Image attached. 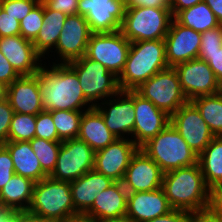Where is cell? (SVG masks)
Returning a JSON list of instances; mask_svg holds the SVG:
<instances>
[{
	"mask_svg": "<svg viewBox=\"0 0 222 222\" xmlns=\"http://www.w3.org/2000/svg\"><path fill=\"white\" fill-rule=\"evenodd\" d=\"M126 7L171 8V0H126Z\"/></svg>",
	"mask_w": 222,
	"mask_h": 222,
	"instance_id": "cell-47",
	"label": "cell"
},
{
	"mask_svg": "<svg viewBox=\"0 0 222 222\" xmlns=\"http://www.w3.org/2000/svg\"><path fill=\"white\" fill-rule=\"evenodd\" d=\"M40 0H2V9L19 22Z\"/></svg>",
	"mask_w": 222,
	"mask_h": 222,
	"instance_id": "cell-37",
	"label": "cell"
},
{
	"mask_svg": "<svg viewBox=\"0 0 222 222\" xmlns=\"http://www.w3.org/2000/svg\"><path fill=\"white\" fill-rule=\"evenodd\" d=\"M67 64L76 72L83 94L93 106L120 91L118 77L100 62L93 61L84 55Z\"/></svg>",
	"mask_w": 222,
	"mask_h": 222,
	"instance_id": "cell-7",
	"label": "cell"
},
{
	"mask_svg": "<svg viewBox=\"0 0 222 222\" xmlns=\"http://www.w3.org/2000/svg\"><path fill=\"white\" fill-rule=\"evenodd\" d=\"M146 222H190V213L172 209L168 213Z\"/></svg>",
	"mask_w": 222,
	"mask_h": 222,
	"instance_id": "cell-46",
	"label": "cell"
},
{
	"mask_svg": "<svg viewBox=\"0 0 222 222\" xmlns=\"http://www.w3.org/2000/svg\"><path fill=\"white\" fill-rule=\"evenodd\" d=\"M77 138L88 144L95 152L106 148L117 139L109 131L101 113L95 107L83 112Z\"/></svg>",
	"mask_w": 222,
	"mask_h": 222,
	"instance_id": "cell-26",
	"label": "cell"
},
{
	"mask_svg": "<svg viewBox=\"0 0 222 222\" xmlns=\"http://www.w3.org/2000/svg\"><path fill=\"white\" fill-rule=\"evenodd\" d=\"M127 195L122 182H114L109 188L96 193L92 207L84 215L95 222L126 216Z\"/></svg>",
	"mask_w": 222,
	"mask_h": 222,
	"instance_id": "cell-23",
	"label": "cell"
},
{
	"mask_svg": "<svg viewBox=\"0 0 222 222\" xmlns=\"http://www.w3.org/2000/svg\"><path fill=\"white\" fill-rule=\"evenodd\" d=\"M164 172L140 148L133 155L122 184L128 193L154 191L162 187Z\"/></svg>",
	"mask_w": 222,
	"mask_h": 222,
	"instance_id": "cell-17",
	"label": "cell"
},
{
	"mask_svg": "<svg viewBox=\"0 0 222 222\" xmlns=\"http://www.w3.org/2000/svg\"><path fill=\"white\" fill-rule=\"evenodd\" d=\"M106 222H135V221L128 216H123V217L115 218L112 220H108Z\"/></svg>",
	"mask_w": 222,
	"mask_h": 222,
	"instance_id": "cell-54",
	"label": "cell"
},
{
	"mask_svg": "<svg viewBox=\"0 0 222 222\" xmlns=\"http://www.w3.org/2000/svg\"><path fill=\"white\" fill-rule=\"evenodd\" d=\"M4 146L12 157L15 174L29 178L33 182H39L48 176L42 170L29 141H7Z\"/></svg>",
	"mask_w": 222,
	"mask_h": 222,
	"instance_id": "cell-27",
	"label": "cell"
},
{
	"mask_svg": "<svg viewBox=\"0 0 222 222\" xmlns=\"http://www.w3.org/2000/svg\"><path fill=\"white\" fill-rule=\"evenodd\" d=\"M174 19L184 27L192 28L199 33H203L221 25L215 14L204 1L190 8L181 10Z\"/></svg>",
	"mask_w": 222,
	"mask_h": 222,
	"instance_id": "cell-30",
	"label": "cell"
},
{
	"mask_svg": "<svg viewBox=\"0 0 222 222\" xmlns=\"http://www.w3.org/2000/svg\"><path fill=\"white\" fill-rule=\"evenodd\" d=\"M35 137L49 141L61 142L58 138V133L49 111L43 110L36 115Z\"/></svg>",
	"mask_w": 222,
	"mask_h": 222,
	"instance_id": "cell-36",
	"label": "cell"
},
{
	"mask_svg": "<svg viewBox=\"0 0 222 222\" xmlns=\"http://www.w3.org/2000/svg\"><path fill=\"white\" fill-rule=\"evenodd\" d=\"M168 67L164 39L131 42L125 67L118 77L119 89L135 90Z\"/></svg>",
	"mask_w": 222,
	"mask_h": 222,
	"instance_id": "cell-3",
	"label": "cell"
},
{
	"mask_svg": "<svg viewBox=\"0 0 222 222\" xmlns=\"http://www.w3.org/2000/svg\"><path fill=\"white\" fill-rule=\"evenodd\" d=\"M172 19L171 8L126 7L121 32L130 42L165 39Z\"/></svg>",
	"mask_w": 222,
	"mask_h": 222,
	"instance_id": "cell-6",
	"label": "cell"
},
{
	"mask_svg": "<svg viewBox=\"0 0 222 222\" xmlns=\"http://www.w3.org/2000/svg\"><path fill=\"white\" fill-rule=\"evenodd\" d=\"M166 60L169 67L198 58L201 33L184 27L174 18L164 39Z\"/></svg>",
	"mask_w": 222,
	"mask_h": 222,
	"instance_id": "cell-19",
	"label": "cell"
},
{
	"mask_svg": "<svg viewBox=\"0 0 222 222\" xmlns=\"http://www.w3.org/2000/svg\"><path fill=\"white\" fill-rule=\"evenodd\" d=\"M42 170L50 176L57 163V156L62 142L49 141L34 137L29 141Z\"/></svg>",
	"mask_w": 222,
	"mask_h": 222,
	"instance_id": "cell-33",
	"label": "cell"
},
{
	"mask_svg": "<svg viewBox=\"0 0 222 222\" xmlns=\"http://www.w3.org/2000/svg\"><path fill=\"white\" fill-rule=\"evenodd\" d=\"M49 9L67 16L78 14V0H41Z\"/></svg>",
	"mask_w": 222,
	"mask_h": 222,
	"instance_id": "cell-44",
	"label": "cell"
},
{
	"mask_svg": "<svg viewBox=\"0 0 222 222\" xmlns=\"http://www.w3.org/2000/svg\"><path fill=\"white\" fill-rule=\"evenodd\" d=\"M7 100L15 113L37 115L43 111L39 76H20L7 89Z\"/></svg>",
	"mask_w": 222,
	"mask_h": 222,
	"instance_id": "cell-21",
	"label": "cell"
},
{
	"mask_svg": "<svg viewBox=\"0 0 222 222\" xmlns=\"http://www.w3.org/2000/svg\"><path fill=\"white\" fill-rule=\"evenodd\" d=\"M36 74L43 110L86 111L94 107L85 98L78 76L68 64H47L46 61Z\"/></svg>",
	"mask_w": 222,
	"mask_h": 222,
	"instance_id": "cell-1",
	"label": "cell"
},
{
	"mask_svg": "<svg viewBox=\"0 0 222 222\" xmlns=\"http://www.w3.org/2000/svg\"><path fill=\"white\" fill-rule=\"evenodd\" d=\"M215 14L218 22L222 25V0H203Z\"/></svg>",
	"mask_w": 222,
	"mask_h": 222,
	"instance_id": "cell-50",
	"label": "cell"
},
{
	"mask_svg": "<svg viewBox=\"0 0 222 222\" xmlns=\"http://www.w3.org/2000/svg\"><path fill=\"white\" fill-rule=\"evenodd\" d=\"M61 222H95L85 215H77Z\"/></svg>",
	"mask_w": 222,
	"mask_h": 222,
	"instance_id": "cell-52",
	"label": "cell"
},
{
	"mask_svg": "<svg viewBox=\"0 0 222 222\" xmlns=\"http://www.w3.org/2000/svg\"><path fill=\"white\" fill-rule=\"evenodd\" d=\"M170 124L179 132L189 147L199 155L215 137L203 120L200 111L188 101L171 117Z\"/></svg>",
	"mask_w": 222,
	"mask_h": 222,
	"instance_id": "cell-15",
	"label": "cell"
},
{
	"mask_svg": "<svg viewBox=\"0 0 222 222\" xmlns=\"http://www.w3.org/2000/svg\"><path fill=\"white\" fill-rule=\"evenodd\" d=\"M221 47H222V25L201 33L199 52H214Z\"/></svg>",
	"mask_w": 222,
	"mask_h": 222,
	"instance_id": "cell-39",
	"label": "cell"
},
{
	"mask_svg": "<svg viewBox=\"0 0 222 222\" xmlns=\"http://www.w3.org/2000/svg\"><path fill=\"white\" fill-rule=\"evenodd\" d=\"M31 179L15 174L0 191V208L4 210H28L33 194Z\"/></svg>",
	"mask_w": 222,
	"mask_h": 222,
	"instance_id": "cell-29",
	"label": "cell"
},
{
	"mask_svg": "<svg viewBox=\"0 0 222 222\" xmlns=\"http://www.w3.org/2000/svg\"><path fill=\"white\" fill-rule=\"evenodd\" d=\"M214 136H222V91L191 100Z\"/></svg>",
	"mask_w": 222,
	"mask_h": 222,
	"instance_id": "cell-31",
	"label": "cell"
},
{
	"mask_svg": "<svg viewBox=\"0 0 222 222\" xmlns=\"http://www.w3.org/2000/svg\"><path fill=\"white\" fill-rule=\"evenodd\" d=\"M117 139H131L135 122L134 90L119 91L94 106Z\"/></svg>",
	"mask_w": 222,
	"mask_h": 222,
	"instance_id": "cell-12",
	"label": "cell"
},
{
	"mask_svg": "<svg viewBox=\"0 0 222 222\" xmlns=\"http://www.w3.org/2000/svg\"><path fill=\"white\" fill-rule=\"evenodd\" d=\"M49 112L51 113L58 138L61 142L78 137L84 111L54 110Z\"/></svg>",
	"mask_w": 222,
	"mask_h": 222,
	"instance_id": "cell-32",
	"label": "cell"
},
{
	"mask_svg": "<svg viewBox=\"0 0 222 222\" xmlns=\"http://www.w3.org/2000/svg\"><path fill=\"white\" fill-rule=\"evenodd\" d=\"M2 10V0H0V11Z\"/></svg>",
	"mask_w": 222,
	"mask_h": 222,
	"instance_id": "cell-55",
	"label": "cell"
},
{
	"mask_svg": "<svg viewBox=\"0 0 222 222\" xmlns=\"http://www.w3.org/2000/svg\"><path fill=\"white\" fill-rule=\"evenodd\" d=\"M139 147L131 139H116L95 153L94 170L114 182H122L125 171Z\"/></svg>",
	"mask_w": 222,
	"mask_h": 222,
	"instance_id": "cell-16",
	"label": "cell"
},
{
	"mask_svg": "<svg viewBox=\"0 0 222 222\" xmlns=\"http://www.w3.org/2000/svg\"><path fill=\"white\" fill-rule=\"evenodd\" d=\"M36 115L14 113L8 141H30L35 137Z\"/></svg>",
	"mask_w": 222,
	"mask_h": 222,
	"instance_id": "cell-34",
	"label": "cell"
},
{
	"mask_svg": "<svg viewBox=\"0 0 222 222\" xmlns=\"http://www.w3.org/2000/svg\"><path fill=\"white\" fill-rule=\"evenodd\" d=\"M198 164L207 186L222 199V136H215L198 155Z\"/></svg>",
	"mask_w": 222,
	"mask_h": 222,
	"instance_id": "cell-25",
	"label": "cell"
},
{
	"mask_svg": "<svg viewBox=\"0 0 222 222\" xmlns=\"http://www.w3.org/2000/svg\"><path fill=\"white\" fill-rule=\"evenodd\" d=\"M172 210L162 187L148 192L127 195L126 216L135 222H146Z\"/></svg>",
	"mask_w": 222,
	"mask_h": 222,
	"instance_id": "cell-22",
	"label": "cell"
},
{
	"mask_svg": "<svg viewBox=\"0 0 222 222\" xmlns=\"http://www.w3.org/2000/svg\"><path fill=\"white\" fill-rule=\"evenodd\" d=\"M43 24V2L40 0L21 21L20 35L33 42Z\"/></svg>",
	"mask_w": 222,
	"mask_h": 222,
	"instance_id": "cell-35",
	"label": "cell"
},
{
	"mask_svg": "<svg viewBox=\"0 0 222 222\" xmlns=\"http://www.w3.org/2000/svg\"><path fill=\"white\" fill-rule=\"evenodd\" d=\"M0 222H21V211L0 208Z\"/></svg>",
	"mask_w": 222,
	"mask_h": 222,
	"instance_id": "cell-49",
	"label": "cell"
},
{
	"mask_svg": "<svg viewBox=\"0 0 222 222\" xmlns=\"http://www.w3.org/2000/svg\"><path fill=\"white\" fill-rule=\"evenodd\" d=\"M19 77L20 75L16 72L14 67L9 63L8 59L0 51V81L6 85H10Z\"/></svg>",
	"mask_w": 222,
	"mask_h": 222,
	"instance_id": "cell-45",
	"label": "cell"
},
{
	"mask_svg": "<svg viewBox=\"0 0 222 222\" xmlns=\"http://www.w3.org/2000/svg\"><path fill=\"white\" fill-rule=\"evenodd\" d=\"M135 122L132 141L140 148L170 124V116L134 90Z\"/></svg>",
	"mask_w": 222,
	"mask_h": 222,
	"instance_id": "cell-18",
	"label": "cell"
},
{
	"mask_svg": "<svg viewBox=\"0 0 222 222\" xmlns=\"http://www.w3.org/2000/svg\"><path fill=\"white\" fill-rule=\"evenodd\" d=\"M21 222H53L51 220L40 217L28 210L21 211Z\"/></svg>",
	"mask_w": 222,
	"mask_h": 222,
	"instance_id": "cell-51",
	"label": "cell"
},
{
	"mask_svg": "<svg viewBox=\"0 0 222 222\" xmlns=\"http://www.w3.org/2000/svg\"><path fill=\"white\" fill-rule=\"evenodd\" d=\"M198 58L208 63L222 86V47L214 52H199Z\"/></svg>",
	"mask_w": 222,
	"mask_h": 222,
	"instance_id": "cell-42",
	"label": "cell"
},
{
	"mask_svg": "<svg viewBox=\"0 0 222 222\" xmlns=\"http://www.w3.org/2000/svg\"><path fill=\"white\" fill-rule=\"evenodd\" d=\"M66 18V14L51 10L43 3V24L32 43L44 59L55 49Z\"/></svg>",
	"mask_w": 222,
	"mask_h": 222,
	"instance_id": "cell-28",
	"label": "cell"
},
{
	"mask_svg": "<svg viewBox=\"0 0 222 222\" xmlns=\"http://www.w3.org/2000/svg\"><path fill=\"white\" fill-rule=\"evenodd\" d=\"M182 92L188 101L222 91V86L207 62L195 58L174 66Z\"/></svg>",
	"mask_w": 222,
	"mask_h": 222,
	"instance_id": "cell-13",
	"label": "cell"
},
{
	"mask_svg": "<svg viewBox=\"0 0 222 222\" xmlns=\"http://www.w3.org/2000/svg\"><path fill=\"white\" fill-rule=\"evenodd\" d=\"M190 222H222V199L207 208L191 212Z\"/></svg>",
	"mask_w": 222,
	"mask_h": 222,
	"instance_id": "cell-38",
	"label": "cell"
},
{
	"mask_svg": "<svg viewBox=\"0 0 222 222\" xmlns=\"http://www.w3.org/2000/svg\"><path fill=\"white\" fill-rule=\"evenodd\" d=\"M14 113L7 99L0 102V145H4L8 141L9 129Z\"/></svg>",
	"mask_w": 222,
	"mask_h": 222,
	"instance_id": "cell-41",
	"label": "cell"
},
{
	"mask_svg": "<svg viewBox=\"0 0 222 222\" xmlns=\"http://www.w3.org/2000/svg\"><path fill=\"white\" fill-rule=\"evenodd\" d=\"M16 35H20V22L2 9L0 11V38Z\"/></svg>",
	"mask_w": 222,
	"mask_h": 222,
	"instance_id": "cell-43",
	"label": "cell"
},
{
	"mask_svg": "<svg viewBox=\"0 0 222 222\" xmlns=\"http://www.w3.org/2000/svg\"><path fill=\"white\" fill-rule=\"evenodd\" d=\"M95 153L88 144L78 138L62 141L56 167L50 177L63 182H73L94 169Z\"/></svg>",
	"mask_w": 222,
	"mask_h": 222,
	"instance_id": "cell-11",
	"label": "cell"
},
{
	"mask_svg": "<svg viewBox=\"0 0 222 222\" xmlns=\"http://www.w3.org/2000/svg\"><path fill=\"white\" fill-rule=\"evenodd\" d=\"M114 181L94 169L70 182L75 216L84 215L93 205L96 193L109 188Z\"/></svg>",
	"mask_w": 222,
	"mask_h": 222,
	"instance_id": "cell-24",
	"label": "cell"
},
{
	"mask_svg": "<svg viewBox=\"0 0 222 222\" xmlns=\"http://www.w3.org/2000/svg\"><path fill=\"white\" fill-rule=\"evenodd\" d=\"M203 0H171V13L173 18L181 11L202 2Z\"/></svg>",
	"mask_w": 222,
	"mask_h": 222,
	"instance_id": "cell-48",
	"label": "cell"
},
{
	"mask_svg": "<svg viewBox=\"0 0 222 222\" xmlns=\"http://www.w3.org/2000/svg\"><path fill=\"white\" fill-rule=\"evenodd\" d=\"M135 91L144 99L150 100L170 117L188 102L182 92L174 67H168L157 72L136 88Z\"/></svg>",
	"mask_w": 222,
	"mask_h": 222,
	"instance_id": "cell-8",
	"label": "cell"
},
{
	"mask_svg": "<svg viewBox=\"0 0 222 222\" xmlns=\"http://www.w3.org/2000/svg\"><path fill=\"white\" fill-rule=\"evenodd\" d=\"M162 189L172 209L195 212L219 198L207 186L199 164L165 172Z\"/></svg>",
	"mask_w": 222,
	"mask_h": 222,
	"instance_id": "cell-2",
	"label": "cell"
},
{
	"mask_svg": "<svg viewBox=\"0 0 222 222\" xmlns=\"http://www.w3.org/2000/svg\"><path fill=\"white\" fill-rule=\"evenodd\" d=\"M7 89L8 85L0 81V102L7 99Z\"/></svg>",
	"mask_w": 222,
	"mask_h": 222,
	"instance_id": "cell-53",
	"label": "cell"
},
{
	"mask_svg": "<svg viewBox=\"0 0 222 222\" xmlns=\"http://www.w3.org/2000/svg\"><path fill=\"white\" fill-rule=\"evenodd\" d=\"M15 175L12 157L4 145H0V191Z\"/></svg>",
	"mask_w": 222,
	"mask_h": 222,
	"instance_id": "cell-40",
	"label": "cell"
},
{
	"mask_svg": "<svg viewBox=\"0 0 222 222\" xmlns=\"http://www.w3.org/2000/svg\"><path fill=\"white\" fill-rule=\"evenodd\" d=\"M125 10L124 0H78V14L86 18L92 33L121 30Z\"/></svg>",
	"mask_w": 222,
	"mask_h": 222,
	"instance_id": "cell-14",
	"label": "cell"
},
{
	"mask_svg": "<svg viewBox=\"0 0 222 222\" xmlns=\"http://www.w3.org/2000/svg\"><path fill=\"white\" fill-rule=\"evenodd\" d=\"M140 149L165 173L198 163V155L189 147L179 132L169 124Z\"/></svg>",
	"mask_w": 222,
	"mask_h": 222,
	"instance_id": "cell-5",
	"label": "cell"
},
{
	"mask_svg": "<svg viewBox=\"0 0 222 222\" xmlns=\"http://www.w3.org/2000/svg\"><path fill=\"white\" fill-rule=\"evenodd\" d=\"M91 34L89 24L83 15L67 16L56 47L49 54L50 57L44 59L45 62L47 59V63H50L51 59L53 64H67L83 57Z\"/></svg>",
	"mask_w": 222,
	"mask_h": 222,
	"instance_id": "cell-9",
	"label": "cell"
},
{
	"mask_svg": "<svg viewBox=\"0 0 222 222\" xmlns=\"http://www.w3.org/2000/svg\"><path fill=\"white\" fill-rule=\"evenodd\" d=\"M131 42L121 30L115 32L92 33L85 56L100 62L116 77L122 73Z\"/></svg>",
	"mask_w": 222,
	"mask_h": 222,
	"instance_id": "cell-10",
	"label": "cell"
},
{
	"mask_svg": "<svg viewBox=\"0 0 222 222\" xmlns=\"http://www.w3.org/2000/svg\"><path fill=\"white\" fill-rule=\"evenodd\" d=\"M0 51L20 76L36 74L45 62L33 43L21 35L1 37Z\"/></svg>",
	"mask_w": 222,
	"mask_h": 222,
	"instance_id": "cell-20",
	"label": "cell"
},
{
	"mask_svg": "<svg viewBox=\"0 0 222 222\" xmlns=\"http://www.w3.org/2000/svg\"><path fill=\"white\" fill-rule=\"evenodd\" d=\"M29 212L53 222H61L75 216L70 182L47 176L34 183Z\"/></svg>",
	"mask_w": 222,
	"mask_h": 222,
	"instance_id": "cell-4",
	"label": "cell"
}]
</instances>
